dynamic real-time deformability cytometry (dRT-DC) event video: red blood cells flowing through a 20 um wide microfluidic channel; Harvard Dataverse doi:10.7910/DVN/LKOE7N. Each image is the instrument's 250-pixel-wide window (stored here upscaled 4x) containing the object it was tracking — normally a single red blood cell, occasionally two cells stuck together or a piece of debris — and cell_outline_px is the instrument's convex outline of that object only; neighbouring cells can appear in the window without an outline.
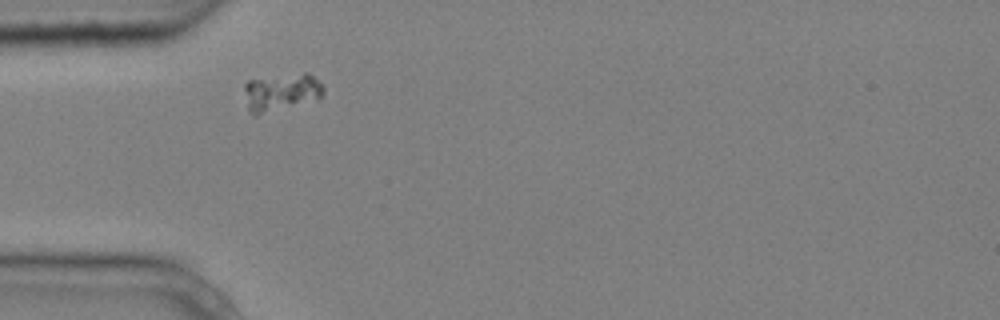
{"species": "common noctule bat (a hibernating species)", "species_latin": "Nyctalus noctula", "temperature_condition": "cold", "stored_images_in_passage": 2, "camera_frame_rate_fps": 3000, "um_per_image_px": 0.085, "animal": {"sex": "male", "body_mass_g": 20.4}, "frame": {"image": 1, "passage_image": 1, "time_ms": 0.0, "image_size_px": [1000, 320], "cell_outline_px": [[324, 92], [320, 96], [256, 116], [252, 116], [248, 108], [244, 88], [244, 84], [248, 80], [304, 72], [308, 72], [324, 84]], "centroid_in_image_um": [23.87, 7.8], "position_along_channel_um": 61.1, "area_um2": 16.94}}
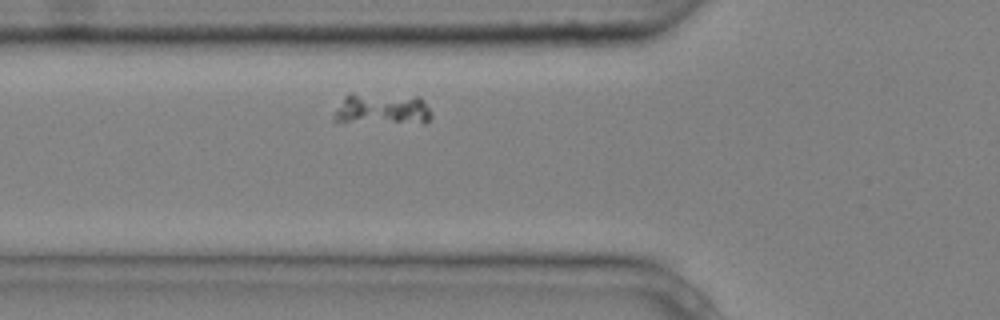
{"frame": {"image": 2, "passage_image": 2, "time_ms": 0.333, "image_size_px": [1000, 320], "cell_outline_px": [[432, 116], [424, 124], [332, 120], [332, 116], [344, 96], [348, 92], [352, 92], [420, 96], [424, 100], [432, 112]], "centroid_in_image_um": [32.53, 9.23], "position_along_channel_um": 93.3, "area_um2": 18.32}}